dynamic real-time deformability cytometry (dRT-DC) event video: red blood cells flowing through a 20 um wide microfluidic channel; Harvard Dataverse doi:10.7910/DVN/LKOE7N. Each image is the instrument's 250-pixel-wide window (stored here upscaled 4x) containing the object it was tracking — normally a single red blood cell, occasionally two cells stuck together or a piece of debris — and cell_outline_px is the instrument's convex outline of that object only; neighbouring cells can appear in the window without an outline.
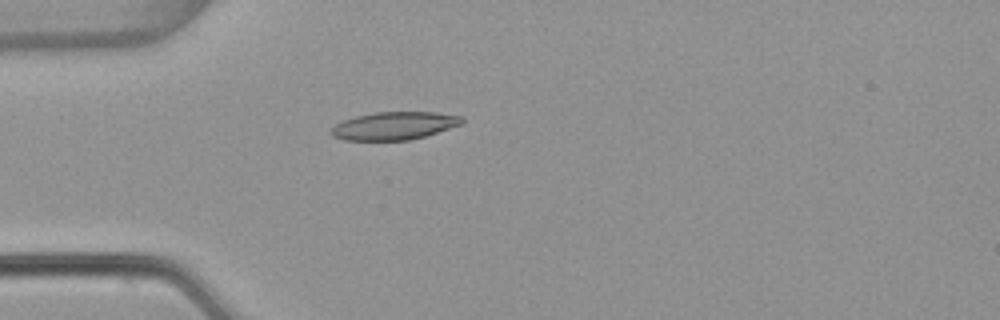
{"species": "common noctule bat (a hibernating species)", "species_latin": "Nyctalus noctula", "temperature_condition": "warm", "stored_images_in_passage": 52, "camera_frame_rate_fps": 3000, "um_per_image_px": 0.085, "animal": {"sex": "female", "body_mass_g": 22.7, "forearm_length_mm": 54.2}, "frame": {"image": 1, "passage_image": 14, "time_ms": 4.333, "image_size_px": [1000, 320], "cell_outline_px": [[464, 124], [424, 136], [408, 140], [344, 140], [332, 136], [328, 132], [336, 124], [344, 120], [356, 116], [376, 112], [436, 112], [460, 116], [464, 120]], "centroid_in_image_um": [33.51, 10.69], "position_along_channel_um": 51.5, "area_um2": 21.21}}
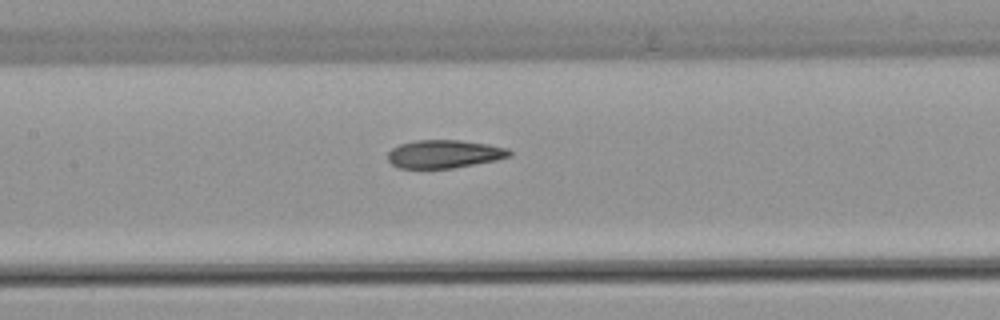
{"frame": {"image": 2, "passage_image": 24, "time_ms": 7.667, "image_size_px": [1000, 320], "cell_outline_px": [[512, 156], [496, 160], [452, 168], [400, 168], [392, 164], [388, 160], [388, 152], [392, 148], [400, 144], [416, 140], [460, 140], [488, 144], [508, 148], [512, 152]], "centroid_in_image_um": [37.78, 13.08], "position_along_channel_um": 169.6, "area_um2": 19.94}}
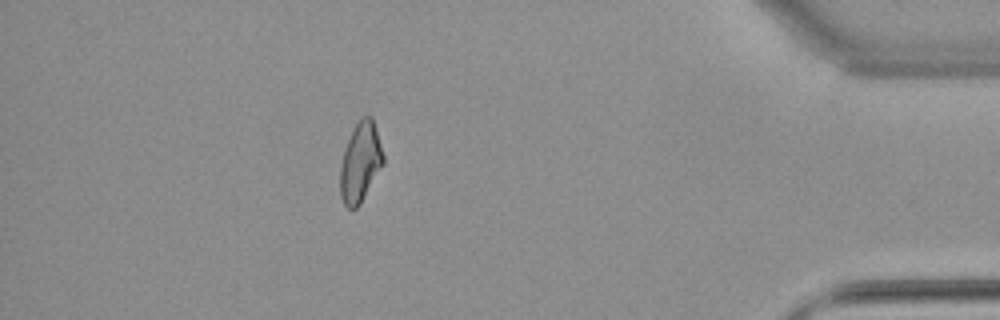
{"frame": {"image": 3, "passage_image": 46, "time_ms": 15.0, "image_size_px": [1000, 320], "cell_outline_px": [[384, 164], [360, 204], [356, 208], [348, 208], [344, 204], [340, 196], [340, 164], [344, 148], [352, 128], [360, 116], [372, 116], [384, 156]], "centroid_in_image_um": [30.62, 13.77], "position_along_channel_um": 404.6, "area_um2": 20.23}, "authors_computed_cell_mechanics": {"area_um2": 20.6346, "velocity_mm_per_s": 3.8483, "shape_relaxation_time_tau1_ms": null, "shape_relaxation_time_tau2_ms": 2.7103, "deformation_change_tau1": null, "deformation_change_tau2": 0.1023}}